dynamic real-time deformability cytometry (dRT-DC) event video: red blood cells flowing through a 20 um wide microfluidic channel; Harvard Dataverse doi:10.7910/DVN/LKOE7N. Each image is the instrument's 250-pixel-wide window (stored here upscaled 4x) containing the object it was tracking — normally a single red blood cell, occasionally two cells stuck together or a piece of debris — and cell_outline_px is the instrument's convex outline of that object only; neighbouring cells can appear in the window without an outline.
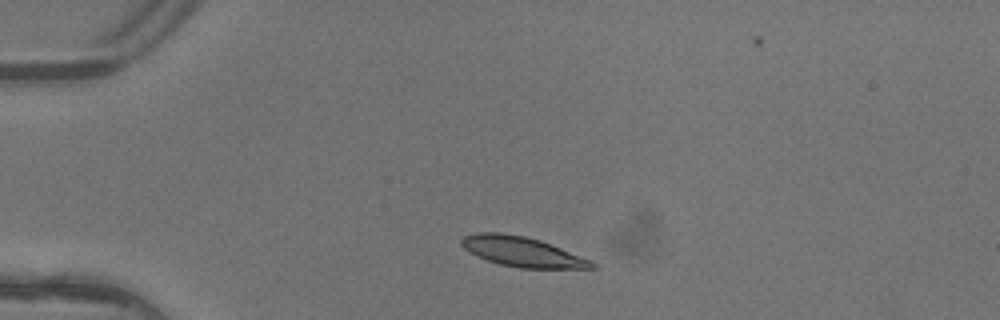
{"species": "common noctule bat (a hibernating species)", "species_latin": "Nyctalus noctula", "temperature_condition": "warm", "stored_images_in_passage": 3, "camera_frame_rate_fps": 3000, "um_per_image_px": 0.085, "animal": {"sex": "female"}, "frame": {"image": 1, "passage_image": 2, "time_ms": 0.333, "image_size_px": [1000, 320], "cell_outline_px": [[596, 268], [520, 268], [500, 264], [476, 256], [464, 248], [460, 244], [460, 240], [464, 236], [480, 232], [500, 232], [524, 236], [540, 240], [592, 260], [596, 264]], "centroid_in_image_um": [44.38, 21.39], "position_along_channel_um": 40.6, "area_um2": 22.6}}